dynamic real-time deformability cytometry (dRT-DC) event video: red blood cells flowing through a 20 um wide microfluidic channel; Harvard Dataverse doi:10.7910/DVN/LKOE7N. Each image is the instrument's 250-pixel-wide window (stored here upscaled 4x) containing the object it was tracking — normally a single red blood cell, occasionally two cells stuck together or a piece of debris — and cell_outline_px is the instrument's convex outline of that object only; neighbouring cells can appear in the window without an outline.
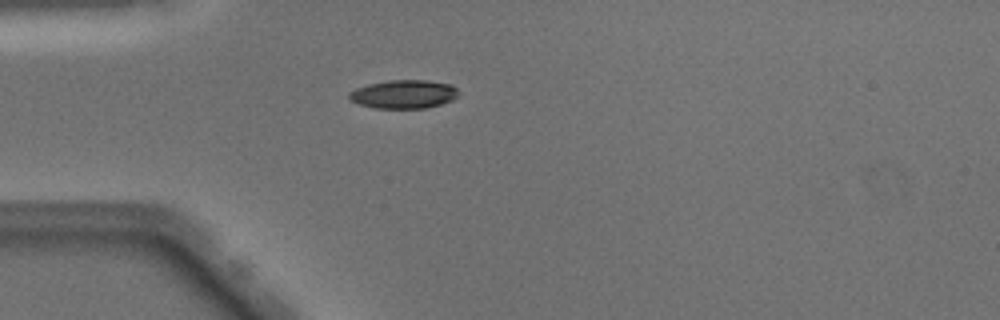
{"species": "Egyptian fruit bat (a non-hibernating species)", "species_latin": "Rousettus aegyptiacus", "temperature_condition": "warm", "stored_images_in_passage": 32, "camera_frame_rate_fps": 3000, "um_per_image_px": 0.085, "animal": {"sex": "male"}, "frame": {"image": 1, "passage_image": 3, "time_ms": 0.667, "image_size_px": [1000, 320], "cell_outline_px": [[460, 92], [452, 100], [440, 104], [424, 108], [376, 108], [360, 104], [352, 100], [348, 96], [348, 92], [356, 88], [368, 84], [388, 80], [424, 80], [452, 84]], "centroid_in_image_um": [34.32, 7.99], "position_along_channel_um": 50.7, "area_um2": 18.09}}
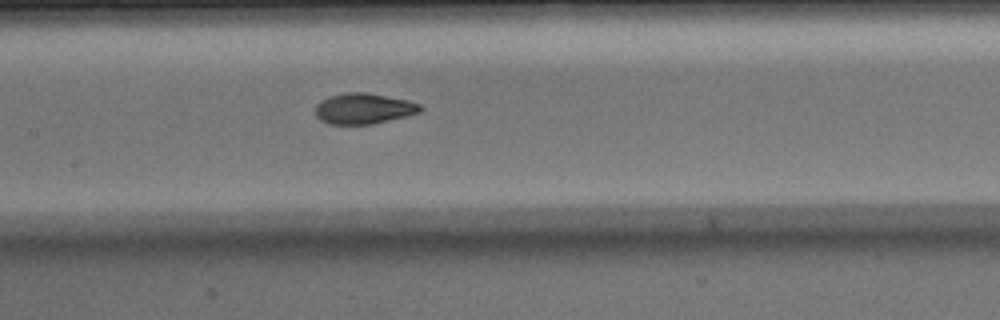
{"frame": {"image": 2, "passage_image": 13, "time_ms": 4.0, "image_size_px": [1000, 320], "cell_outline_px": [[424, 108], [420, 112], [372, 124], [328, 124], [320, 120], [316, 116], [316, 104], [320, 100], [328, 96], [344, 92], [368, 92], [408, 100], [420, 104]], "centroid_in_image_um": [30.88, 9.21], "position_along_channel_um": 176.5, "area_um2": 18.9}}
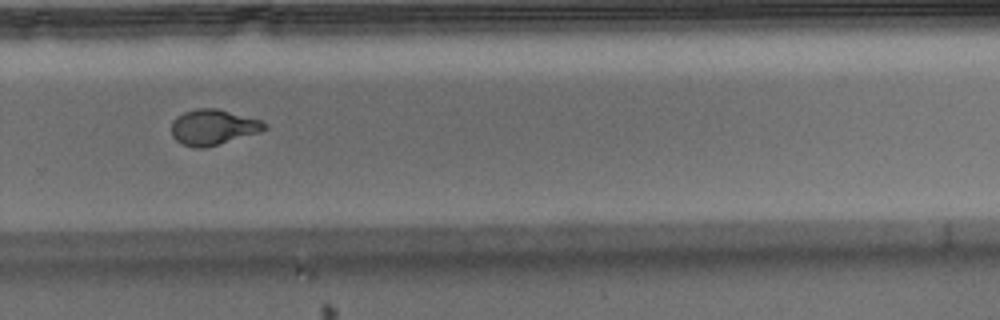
{"frame": {"image": 3, "passage_image": 23, "time_ms": 7.333, "image_size_px": [1000, 320], "cell_outline_px": [[268, 128], [260, 132], [204, 148], [196, 148], [184, 144], [176, 140], [172, 136], [172, 120], [176, 116], [184, 112], [196, 108], [216, 108], [260, 120], [268, 124]], "centroid_in_image_um": [18.11, 10.8], "position_along_channel_um": 311.7, "area_um2": 19.13}, "authors_computed_cell_mechanics": {"area_um2": 18.8428, "velocity_mm_per_s": 4.0703, "shape_relaxation_time_tau1_ms": 4.0968, "shape_relaxation_time_tau2_ms": 1.0817, "deformation_change_tau1": 0.194, "deformation_change_tau2": 0.0734}}